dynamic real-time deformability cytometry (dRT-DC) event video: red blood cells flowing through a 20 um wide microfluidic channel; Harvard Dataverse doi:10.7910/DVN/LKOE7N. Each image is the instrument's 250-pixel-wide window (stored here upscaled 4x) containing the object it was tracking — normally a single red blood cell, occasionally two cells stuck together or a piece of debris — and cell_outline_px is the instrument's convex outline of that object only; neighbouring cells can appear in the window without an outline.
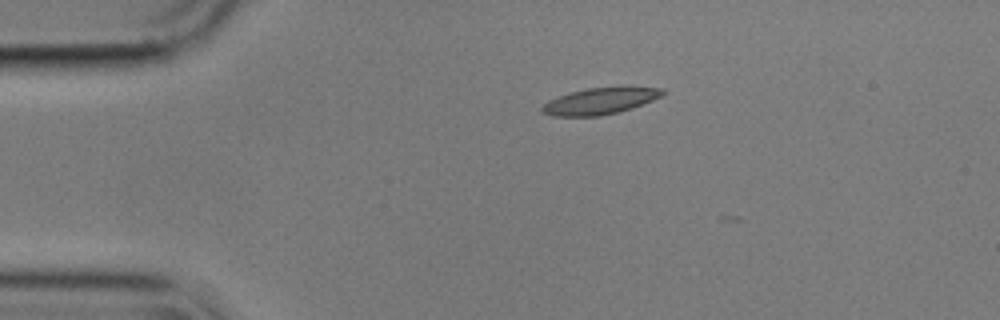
{"species": "common noctule bat (a hibernating species)", "species_latin": "Nyctalus noctula", "temperature_condition": "cold", "stored_images_in_passage": 4, "camera_frame_rate_fps": 3000, "um_per_image_px": 0.085, "animal": {"sex": "male", "body_mass_g": 17.9}, "frame": {"image": 1, "passage_image": 1, "time_ms": 0.0, "image_size_px": [1000, 320], "cell_outline_px": [[664, 92], [660, 96], [652, 100], [632, 108], [620, 112], [600, 116], [556, 116], [540, 112], [540, 108], [548, 100], [572, 92], [588, 88], [624, 84], [664, 88]], "centroid_in_image_um": [51.07, 8.55], "position_along_channel_um": 33.9, "area_um2": 19.19}}